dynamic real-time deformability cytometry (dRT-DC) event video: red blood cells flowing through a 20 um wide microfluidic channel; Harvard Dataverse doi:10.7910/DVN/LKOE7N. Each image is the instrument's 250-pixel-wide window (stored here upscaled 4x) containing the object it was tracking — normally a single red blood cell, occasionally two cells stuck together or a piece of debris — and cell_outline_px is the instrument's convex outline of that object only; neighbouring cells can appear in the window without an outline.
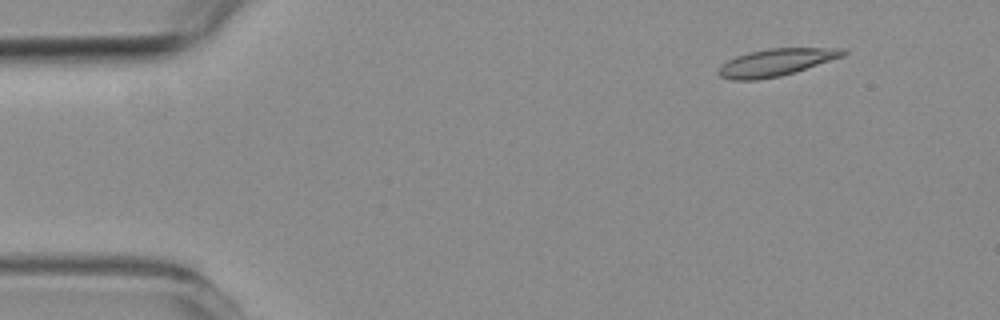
{"species": "common noctule bat (a hibernating species)", "species_latin": "Nyctalus noctula", "temperature_condition": "room temperature", "stored_images_in_passage": 5, "camera_frame_rate_fps": 3000, "um_per_image_px": 0.085, "animal": {"sex": "female", "body_mass_g": 19.3, "forearm_length_mm": 54.1}, "frame": {"image": 1, "passage_image": 2, "time_ms": 1.0, "image_size_px": [1000, 320], "cell_outline_px": [[848, 52], [844, 56], [796, 72], [780, 76], [756, 80], [732, 80], [720, 76], [716, 72], [728, 60], [736, 56], [748, 52], [768, 48], [848, 48]], "centroid_in_image_um": [66.01, 5.29], "position_along_channel_um": 19.0, "area_um2": 19.88}}